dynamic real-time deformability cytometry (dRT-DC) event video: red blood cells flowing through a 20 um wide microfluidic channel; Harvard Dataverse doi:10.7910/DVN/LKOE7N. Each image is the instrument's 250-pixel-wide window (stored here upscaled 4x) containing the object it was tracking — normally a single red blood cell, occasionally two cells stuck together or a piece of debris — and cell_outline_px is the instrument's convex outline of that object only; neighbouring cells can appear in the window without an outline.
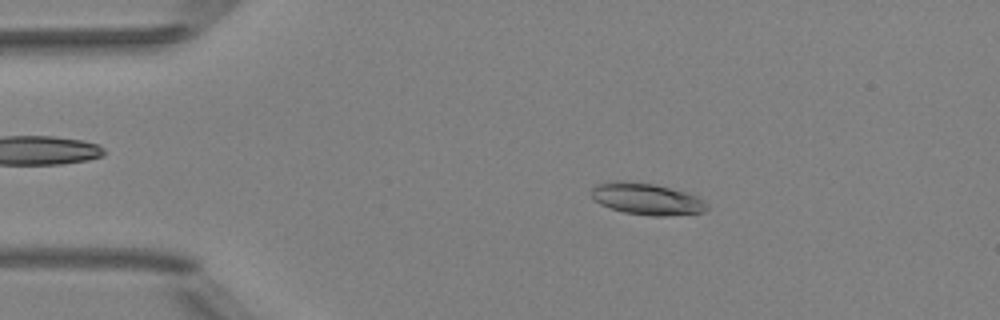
{"species": "Egyptian fruit bat (a non-hibernating species)", "species_latin": "Rousettus aegyptiacus", "temperature_condition": "room temperature", "stored_images_in_passage": 51, "camera_frame_rate_fps": 3000, "um_per_image_px": 0.085, "animal": {"sex": "female"}, "frame": {"image": 1, "passage_image": 9, "time_ms": 2.667, "image_size_px": [1000, 320], "cell_outline_px": [[708, 208], [704, 212], [668, 216], [648, 216], [624, 212], [600, 204], [592, 196], [592, 188], [596, 184], [616, 180], [620, 180], [656, 184], [684, 192], [696, 196], [704, 200], [708, 204]], "centroid_in_image_um": [54.99, 16.91], "position_along_channel_um": 30.0, "area_um2": 21.33}}
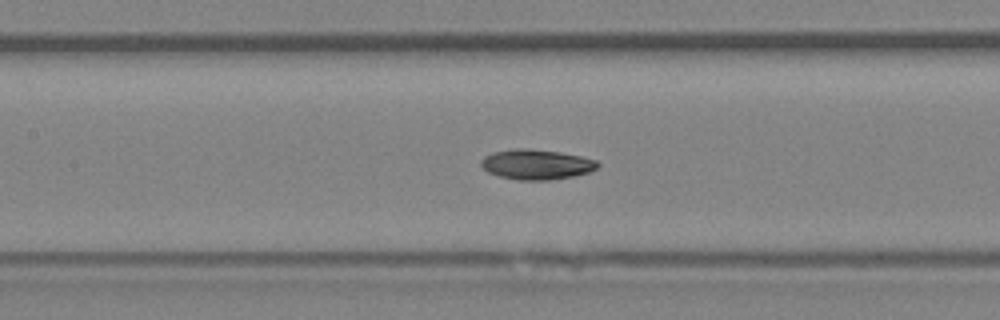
{"frame": {"image": 2, "passage_image": 23, "time_ms": 7.333, "image_size_px": [1000, 320], "cell_outline_px": [[600, 164], [596, 168], [588, 172], [572, 176], [548, 180], [516, 180], [500, 176], [488, 172], [480, 164], [480, 160], [484, 156], [492, 152], [516, 148], [528, 148], [560, 152], [580, 156], [596, 160]], "centroid_in_image_um": [45.56, 13.97], "position_along_channel_um": 161.8, "area_um2": 20.4}}
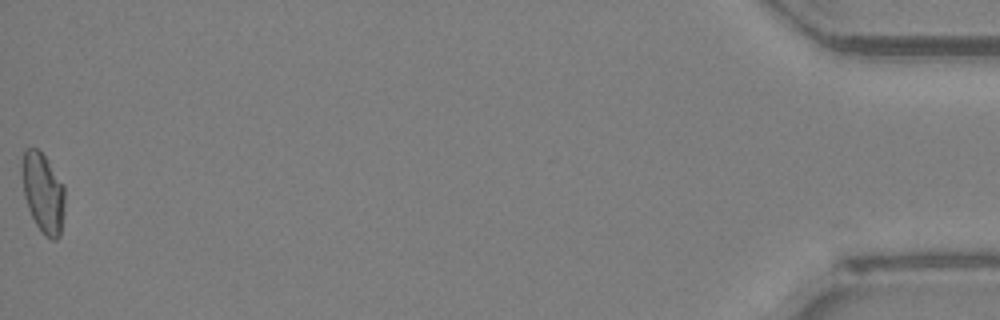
{"frame": {"image": 3, "passage_image": 51, "time_ms": 16.667, "image_size_px": [1000, 320], "cell_outline_px": [[64, 212], [60, 236], [56, 240], [52, 240], [44, 236], [36, 224], [28, 208], [24, 196], [20, 172], [20, 160], [24, 148], [36, 148], [48, 160], [64, 184]], "centroid_in_image_um": [3.63, 16.36], "position_along_channel_um": 431.6, "area_um2": 20.46}, "authors_computed_cell_mechanics": {"area_um2": 20.2878, "velocity_mm_per_s": 3.9929, "shape_relaxation_time_tau1_ms": 5.0554, "shape_relaxation_time_tau2_ms": 10.97, "deformation_change_tau1": 0.1284, "deformation_change_tau2": 0.1563}}